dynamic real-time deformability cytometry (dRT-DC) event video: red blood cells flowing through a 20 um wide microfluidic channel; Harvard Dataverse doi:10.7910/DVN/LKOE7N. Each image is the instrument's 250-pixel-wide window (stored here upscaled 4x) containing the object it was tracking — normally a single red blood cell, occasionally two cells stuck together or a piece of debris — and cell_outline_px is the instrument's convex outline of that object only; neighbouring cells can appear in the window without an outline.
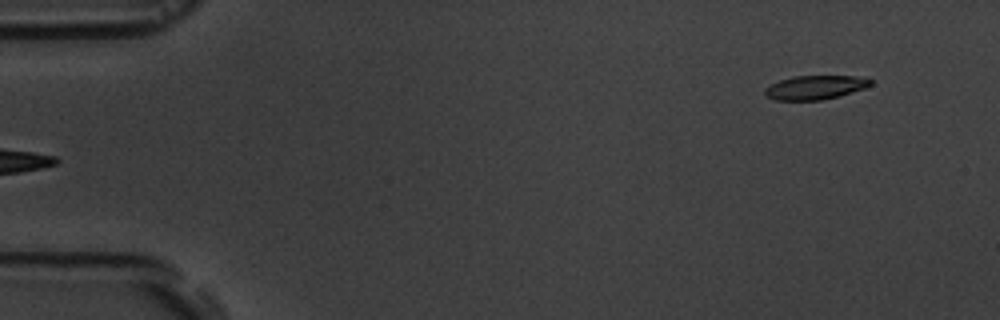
{"species": "common noctule bat (a hibernating species)", "species_latin": "Nyctalus noctula", "temperature_condition": "room temperature", "stored_images_in_passage": 5, "camera_frame_rate_fps": 3000, "um_per_image_px": 0.085, "animal": {"sex": "male", "body_mass_g": 19.5, "forearm_length_mm": 54.6}, "frame": {"image": 1, "passage_image": 5, "time_ms": 4.667, "image_size_px": [1000, 320], "cell_outline_px": [[872, 84], [864, 88], [840, 96], [820, 100], [776, 100], [764, 96], [764, 88], [780, 80], [792, 76], [868, 76], [872, 80]], "centroid_in_image_um": [69.3, 7.42], "position_along_channel_um": 15.7, "area_um2": 14.91}}